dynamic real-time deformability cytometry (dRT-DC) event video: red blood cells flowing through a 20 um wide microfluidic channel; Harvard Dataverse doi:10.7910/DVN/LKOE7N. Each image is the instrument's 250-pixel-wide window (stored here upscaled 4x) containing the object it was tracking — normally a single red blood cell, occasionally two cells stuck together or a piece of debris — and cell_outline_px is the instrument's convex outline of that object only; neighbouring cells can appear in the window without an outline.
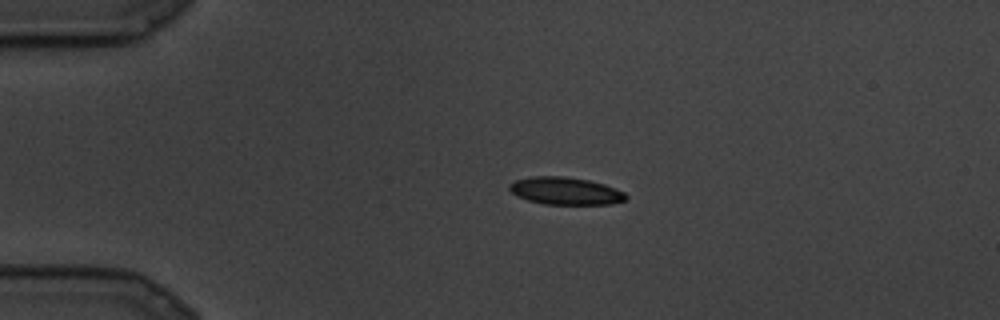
{"species": "common noctule bat (a hibernating species)", "species_latin": "Nyctalus noctula", "temperature_condition": "cold", "stored_images_in_passage": 5, "camera_frame_rate_fps": 3000, "um_per_image_px": 0.085, "animal": {"sex": "male", "body_mass_g": 19.5, "forearm_length_mm": 54.6}, "frame": {"image": 1, "passage_image": 1, "time_ms": 0.0, "image_size_px": [1000, 320], "cell_outline_px": [[628, 196], [624, 200], [612, 204], [544, 204], [528, 200], [516, 196], [508, 188], [508, 184], [516, 180], [532, 176], [564, 176], [588, 180], [604, 184], [616, 188], [624, 192]], "centroid_in_image_um": [48.05, 16.23], "position_along_channel_um": 37.0, "area_um2": 18.67}}
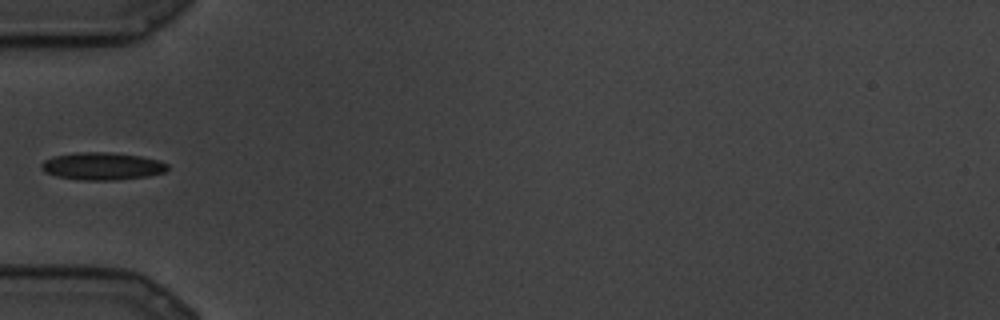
{"frame": {"image": 2, "passage_image": 4, "time_ms": 1.0, "image_size_px": [1000, 320], "cell_outline_px": [[168, 168], [164, 172], [148, 176], [116, 180], [80, 180], [56, 176], [44, 172], [40, 168], [40, 164], [44, 160], [52, 156], [76, 152], [108, 152], [140, 156], [160, 160], [168, 164]], "centroid_in_image_um": [8.66, 14.12], "position_along_channel_um": 76.3, "area_um2": 20.4}}